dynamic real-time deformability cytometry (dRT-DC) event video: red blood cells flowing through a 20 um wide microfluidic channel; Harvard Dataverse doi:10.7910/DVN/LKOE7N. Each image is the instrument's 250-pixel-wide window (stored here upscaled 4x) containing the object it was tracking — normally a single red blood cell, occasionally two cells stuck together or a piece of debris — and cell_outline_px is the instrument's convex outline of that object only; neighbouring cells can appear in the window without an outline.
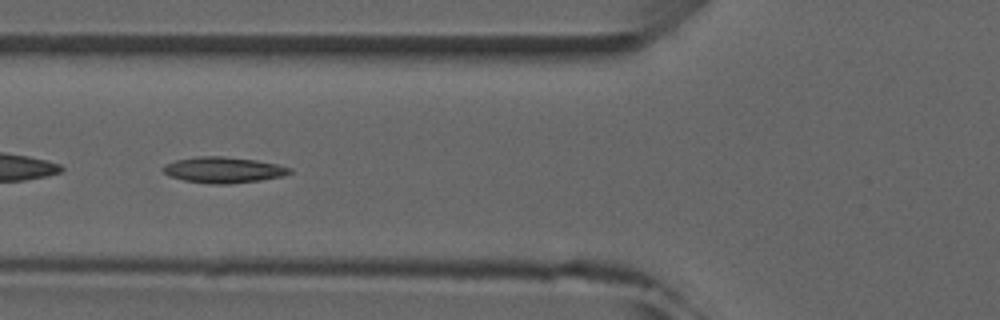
{"species": "common noctule bat (a hibernating species)", "species_latin": "Nyctalus noctula", "temperature_condition": "room temperature", "stored_images_in_passage": 5, "camera_frame_rate_fps": 3000, "um_per_image_px": 0.085, "animal": {"sex": "male", "forearm_length_mm": 52.5}, "frame": {"image": 1, "passage_image": 5, "time_ms": 4.333, "image_size_px": [1000, 320], "cell_outline_px": [[292, 172], [284, 176], [260, 180], [228, 184], [212, 184], [184, 180], [168, 176], [160, 168], [164, 164], [176, 160], [196, 156], [224, 156], [256, 160], [276, 164], [292, 168]], "centroid_in_image_um": [18.96, 14.44], "position_along_channel_um": 106.8, "area_um2": 19.25}}